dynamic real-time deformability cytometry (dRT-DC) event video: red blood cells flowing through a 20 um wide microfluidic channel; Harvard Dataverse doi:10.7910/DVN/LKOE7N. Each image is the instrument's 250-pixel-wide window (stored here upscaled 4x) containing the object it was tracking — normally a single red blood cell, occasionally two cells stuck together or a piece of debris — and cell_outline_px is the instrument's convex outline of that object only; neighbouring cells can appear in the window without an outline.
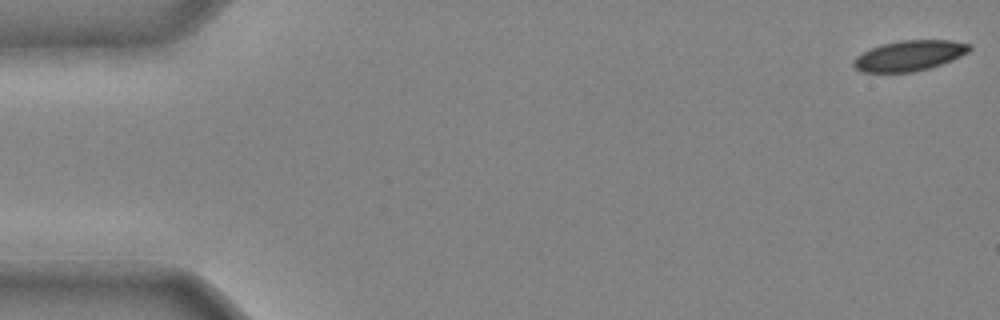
{"species": "common noctule bat (a hibernating species)", "species_latin": "Nyctalus noctula", "temperature_condition": "cold", "stored_images_in_passage": 39, "camera_frame_rate_fps": 3000, "um_per_image_px": 0.085, "animal": {"sex": "male", "body_mass_g": 20.4}, "frame": {"image": 1, "passage_image": 1, "time_ms": 0.0, "image_size_px": [1000, 320], "cell_outline_px": [[972, 48], [968, 52], [952, 60], [928, 68], [912, 72], [860, 72], [852, 64], [852, 60], [856, 56], [872, 48], [884, 44], [900, 40], [952, 40], [972, 44]], "centroid_in_image_um": [77.3, 4.72], "position_along_channel_um": 7.7, "area_um2": 20.46}}
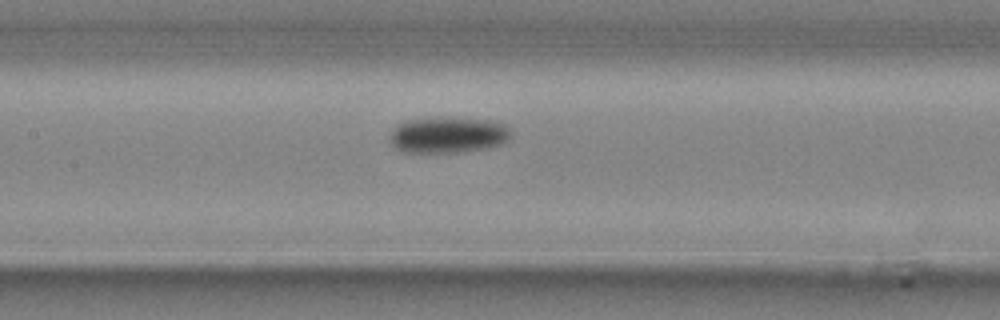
{"frame": {"image": 2, "passage_image": 21, "time_ms": 6.667, "image_size_px": [1000, 320], "cell_outline_px": [[512, 136], [508, 140], [500, 144], [488, 148], [460, 152], [404, 152], [396, 148], [388, 140], [392, 132], [400, 124], [408, 120], [436, 116], [448, 116], [488, 120], [504, 124], [512, 132]], "centroid_in_image_um": [38.11, 11.45], "position_along_channel_um": 169.3, "area_um2": 25.78}}
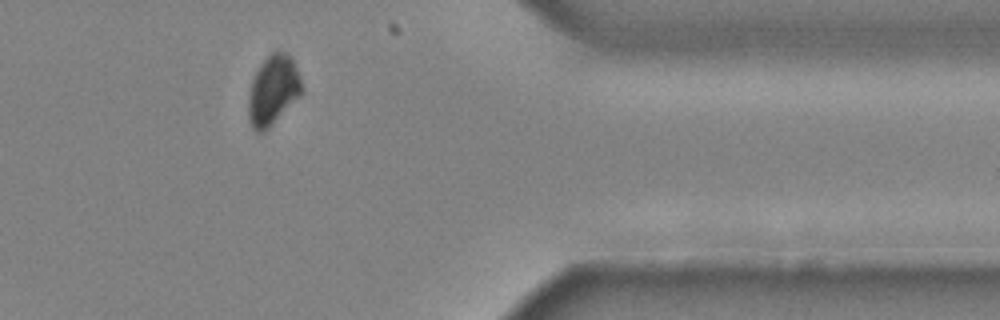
{"frame": {"image": 3, "passage_image": 37, "time_ms": 12.0, "image_size_px": [1000, 320], "cell_outline_px": [[304, 92], [264, 132], [256, 132], [252, 128], [248, 120], [248, 96], [252, 80], [260, 64], [272, 52], [284, 52], [292, 60], [296, 68]], "centroid_in_image_um": [23.18, 7.71], "position_along_channel_um": 388.2, "area_um2": 21.39}}